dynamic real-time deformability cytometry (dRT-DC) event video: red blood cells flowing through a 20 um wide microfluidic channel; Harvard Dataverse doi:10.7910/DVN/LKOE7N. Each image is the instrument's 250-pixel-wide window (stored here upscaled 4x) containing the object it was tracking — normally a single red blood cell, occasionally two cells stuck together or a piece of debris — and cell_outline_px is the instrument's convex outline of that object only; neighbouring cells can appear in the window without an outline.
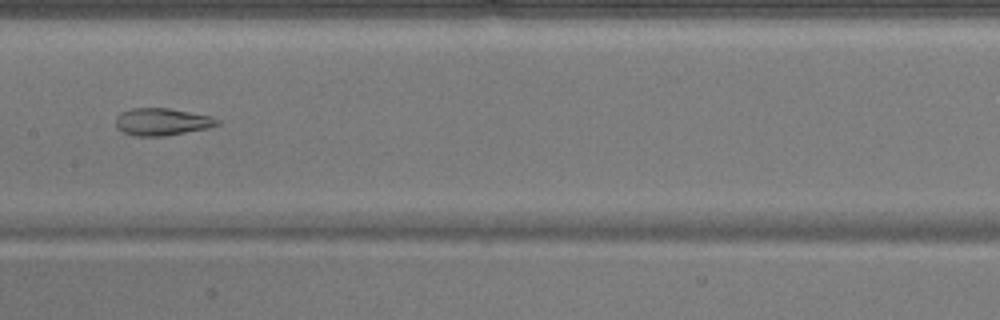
{"species": "common noctule bat (a hibernating species)", "species_latin": "Nyctalus noctula", "temperature_condition": "warm", "stored_images_in_passage": 40, "camera_frame_rate_fps": 3000, "um_per_image_px": 0.085, "animal": {"sex": "male", "body_mass_g": 17.9}, "frame": {"image": 1, "passage_image": 14, "time_ms": 4.333, "image_size_px": [1000, 320], "cell_outline_px": [[220, 124], [208, 128], [164, 136], [136, 136], [124, 132], [116, 128], [116, 116], [120, 112], [132, 108], [168, 108], [212, 116], [220, 120]], "centroid_in_image_um": [13.77, 10.35], "position_along_channel_um": 193.6, "area_um2": 16.18}}
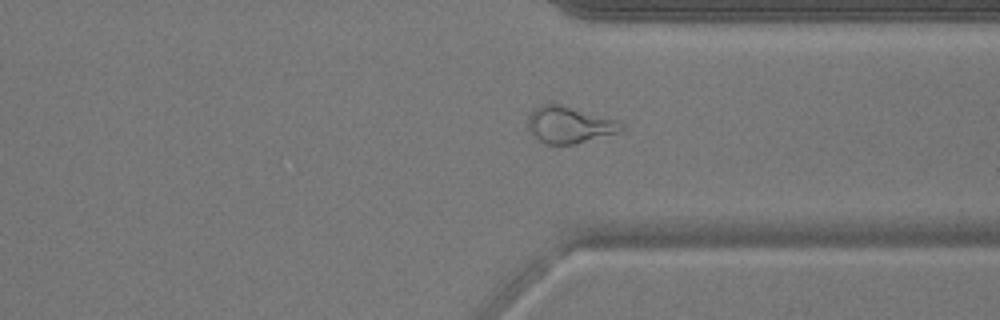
{"frame": {"image": 2, "passage_image": 27, "time_ms": 8.667, "image_size_px": [1000, 320], "cell_outline_px": [[624, 132], [576, 144], [544, 144], [528, 128], [528, 116], [540, 104], [560, 104], [620, 120], [624, 124]], "centroid_in_image_um": [48.49, 10.62], "position_along_channel_um": 362.9, "area_um2": 20.23}}
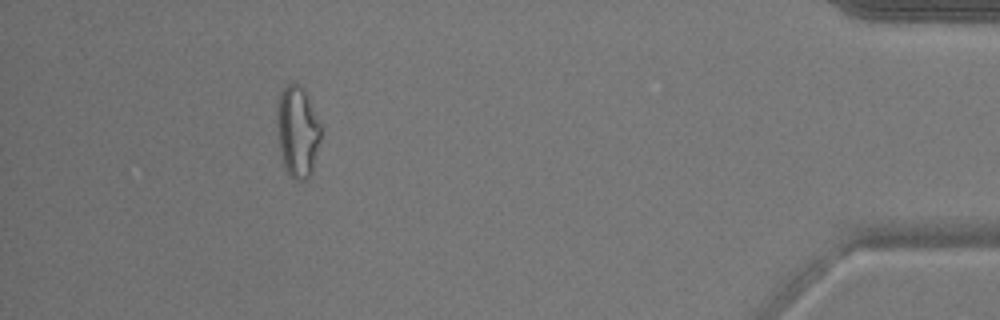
{"frame": {"image": 3, "passage_image": 35, "time_ms": 11.333, "image_size_px": [1000, 320], "cell_outline_px": [[320, 140], [312, 172], [308, 180], [296, 180], [288, 172], [284, 164], [280, 152], [276, 132], [276, 116], [280, 88], [284, 84], [292, 80], [300, 84], [304, 88], [308, 96], [320, 124]], "centroid_in_image_um": [25.26, 11.1], "position_along_channel_um": 409.9, "area_um2": 23.81}, "authors_computed_cell_mechanics": {"area_um2": 18.6983, "velocity_mm_per_s": 3.9121, "shape_relaxation_time_tau1_ms": null, "shape_relaxation_time_tau2_ms": 2.9832, "deformation_change_tau1": null, "deformation_change_tau2": 0.1228}}